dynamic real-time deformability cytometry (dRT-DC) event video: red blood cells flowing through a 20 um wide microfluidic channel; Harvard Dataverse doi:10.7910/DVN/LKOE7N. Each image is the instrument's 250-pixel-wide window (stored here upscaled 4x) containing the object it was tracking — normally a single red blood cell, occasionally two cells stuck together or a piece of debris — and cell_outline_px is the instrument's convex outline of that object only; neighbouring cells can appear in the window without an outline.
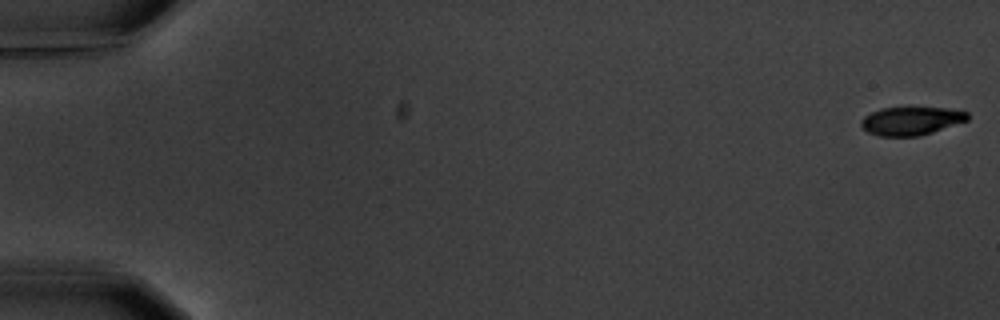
{"species": "common noctule bat (a hibernating species)", "species_latin": "Nyctalus noctula", "temperature_condition": "warm", "stored_images_in_passage": 4, "camera_frame_rate_fps": 3000, "um_per_image_px": 0.085, "animal": {"sex": "male", "body_mass_g": 20.1, "forearm_length_mm": 53.5}, "frame": {"image": 1, "passage_image": 1, "time_ms": 0.0, "image_size_px": [1000, 320], "cell_outline_px": [[968, 120], [920, 136], [880, 136], [868, 132], [860, 124], [860, 120], [864, 116], [880, 108], [948, 108], [968, 112]], "centroid_in_image_um": [77.43, 10.28], "position_along_channel_um": 7.6, "area_um2": 17.4}}